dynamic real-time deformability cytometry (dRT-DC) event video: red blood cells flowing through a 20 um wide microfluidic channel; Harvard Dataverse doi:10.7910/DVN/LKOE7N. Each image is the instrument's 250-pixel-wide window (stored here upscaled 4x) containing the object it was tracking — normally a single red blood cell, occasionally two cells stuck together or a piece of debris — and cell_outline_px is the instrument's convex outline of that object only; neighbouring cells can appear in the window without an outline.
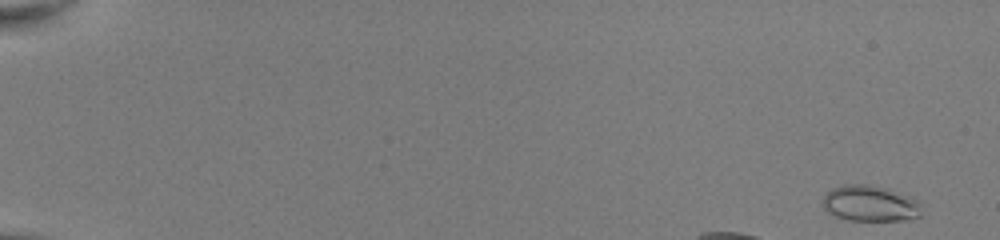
{"species": "common noctule bat (a hibernating species)", "species_latin": "Nyctalus noctula", "temperature_condition": "room temperature", "stored_images_in_passage": 16, "camera_frame_rate_fps": 3000, "um_per_image_px": 0.085, "animal": {"sex": "female", "body_mass_g": 22.0, "forearm_length_mm": 56.7}, "frame": {"image": 1, "passage_image": 1, "time_ms": 0.0, "image_size_px": [1000, 240], "cell_outline_px": [[920, 216], [904, 220], [848, 220], [836, 216], [828, 212], [820, 204], [824, 196], [832, 188], [844, 184], [868, 184], [888, 188], [908, 196], [916, 200], [920, 204]], "centroid_in_image_um": [73.92, 17.28], "position_along_channel_um": 11.1, "area_um2": 20.69}}
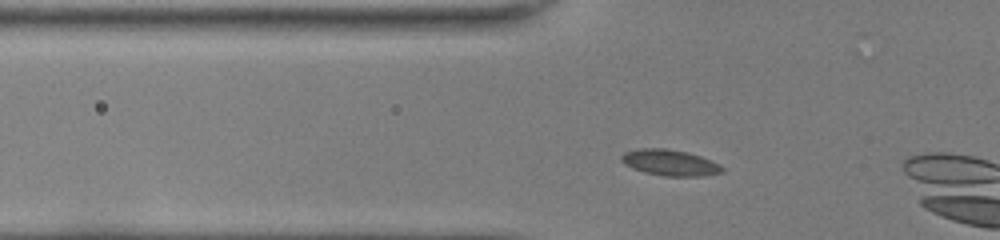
{"frame": {"image": 2, "passage_image": 14, "time_ms": 4.333, "image_size_px": [1000, 240], "cell_outline_px": [[724, 172], [704, 176], [664, 176], [644, 172], [632, 168], [624, 164], [620, 160], [620, 156], [624, 152], [636, 148], [668, 148], [688, 152], [700, 156], [720, 164], [724, 168]], "centroid_in_image_um": [56.93, 13.82], "position_along_channel_um": 68.9, "area_um2": 15.55}}